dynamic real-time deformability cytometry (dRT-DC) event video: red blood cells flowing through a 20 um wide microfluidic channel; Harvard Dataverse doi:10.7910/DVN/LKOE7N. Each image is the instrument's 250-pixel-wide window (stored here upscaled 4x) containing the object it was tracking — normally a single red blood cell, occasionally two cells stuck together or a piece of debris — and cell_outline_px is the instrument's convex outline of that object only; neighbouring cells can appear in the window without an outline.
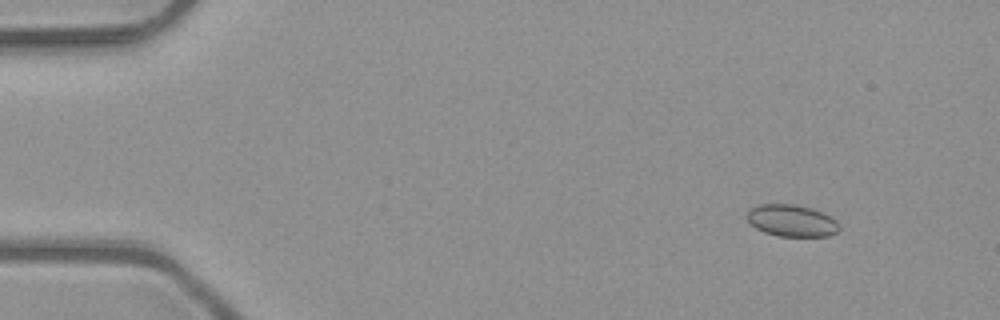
{"species": "common noctule bat (a hibernating species)", "species_latin": "Nyctalus noctula", "temperature_condition": "room temperature", "stored_images_in_passage": 52, "camera_frame_rate_fps": 3000, "um_per_image_px": 0.085, "animal": {"sex": "male", "body_mass_g": 23.1, "forearm_length_mm": 52.7}, "frame": {"image": 1, "passage_image": 6, "time_ms": 1.667, "image_size_px": [1000, 320], "cell_outline_px": [[840, 228], [836, 232], [828, 236], [776, 236], [764, 232], [756, 228], [744, 216], [756, 204], [796, 204], [812, 208], [836, 220], [840, 224]], "centroid_in_image_um": [67.27, 18.75], "position_along_channel_um": 17.7, "area_um2": 17.17}}
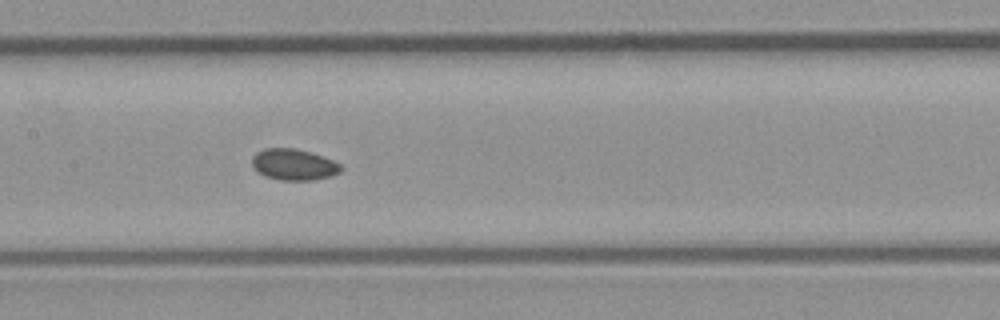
{"frame": {"image": 2, "passage_image": 26, "time_ms": 8.333, "image_size_px": [1000, 320], "cell_outline_px": [[344, 168], [340, 172], [332, 176], [312, 180], [280, 180], [264, 176], [252, 164], [252, 156], [256, 152], [264, 148], [296, 148], [312, 152], [324, 156], [340, 164]], "centroid_in_image_um": [25.0, 13.98], "position_along_channel_um": 182.4, "area_um2": 16.3}}
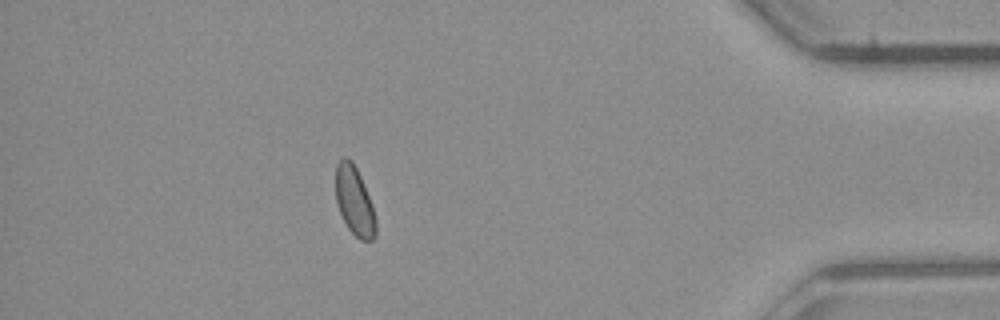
{"frame": {"image": 3, "passage_image": 46, "time_ms": 15.0, "image_size_px": [1000, 320], "cell_outline_px": [[376, 236], [372, 240], [360, 240], [348, 228], [340, 212], [336, 200], [336, 164], [344, 156], [352, 160], [360, 176], [372, 204], [376, 220]], "centroid_in_image_um": [30.13, 17.09], "position_along_channel_um": 405.1, "area_um2": 15.95}}